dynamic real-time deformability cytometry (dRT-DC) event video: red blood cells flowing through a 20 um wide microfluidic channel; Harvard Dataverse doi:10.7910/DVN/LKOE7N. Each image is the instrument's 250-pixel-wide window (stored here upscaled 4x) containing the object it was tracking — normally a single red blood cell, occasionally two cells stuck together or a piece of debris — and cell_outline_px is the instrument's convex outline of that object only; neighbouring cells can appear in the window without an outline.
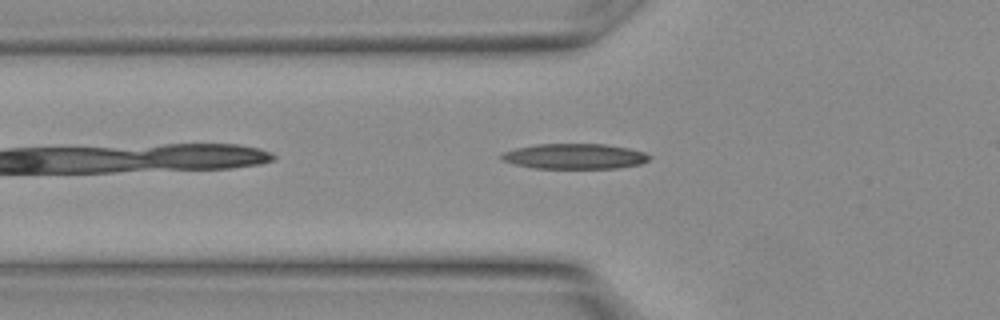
{"species": "Egyptian fruit bat (a non-hibernating species)", "species_latin": "Rousettus aegyptiacus", "temperature_condition": "warm", "stored_images_in_passage": 4, "segment_of_instrument_passage": [1, 2], "camera_frame_rate_fps": 3000, "um_per_image_px": 0.085, "animal": {"sex": "female"}, "frame": {"image": 1, "passage_image": 2, "time_ms": 0.333, "image_size_px": [1000, 320], "cell_outline_px": [[652, 156], [648, 160], [640, 164], [620, 168], [536, 168], [516, 164], [504, 160], [500, 156], [504, 152], [516, 148], [536, 144], [604, 144], [628, 148], [644, 152]], "centroid_in_image_um": [48.89, 13.28], "position_along_channel_um": 76.9, "area_um2": 21.62}}